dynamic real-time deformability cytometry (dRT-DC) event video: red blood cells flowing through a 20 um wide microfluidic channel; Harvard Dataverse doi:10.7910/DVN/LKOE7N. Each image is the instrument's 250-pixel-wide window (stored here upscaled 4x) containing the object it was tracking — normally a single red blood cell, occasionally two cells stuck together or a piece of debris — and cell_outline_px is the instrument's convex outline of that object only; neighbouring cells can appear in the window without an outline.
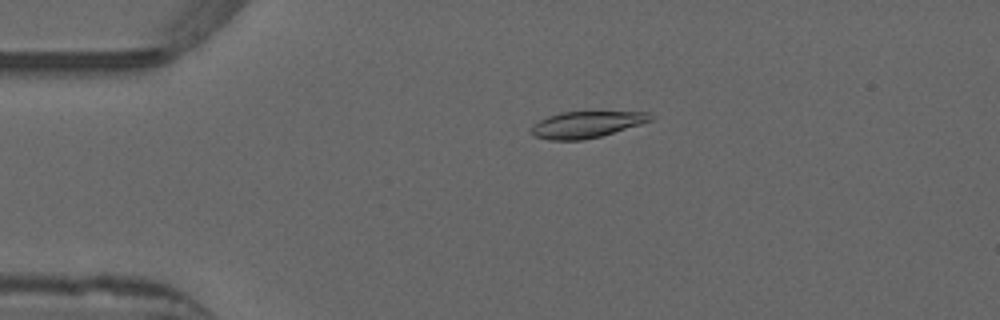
{"species": "common noctule bat (a hibernating species)", "species_latin": "Nyctalus noctula", "temperature_condition": "warm", "stored_images_in_passage": 52, "camera_frame_rate_fps": 3000, "um_per_image_px": 0.085, "animal": {"sex": "male", "forearm_length_mm": 52.5}, "frame": {"image": 1, "passage_image": 11, "time_ms": 3.333, "image_size_px": [1000, 320], "cell_outline_px": [[652, 120], [640, 124], [600, 136], [584, 140], [548, 140], [532, 136], [532, 124], [548, 116], [560, 112], [648, 112], [652, 116]], "centroid_in_image_um": [49.8, 10.59], "position_along_channel_um": 35.2, "area_um2": 18.21}}
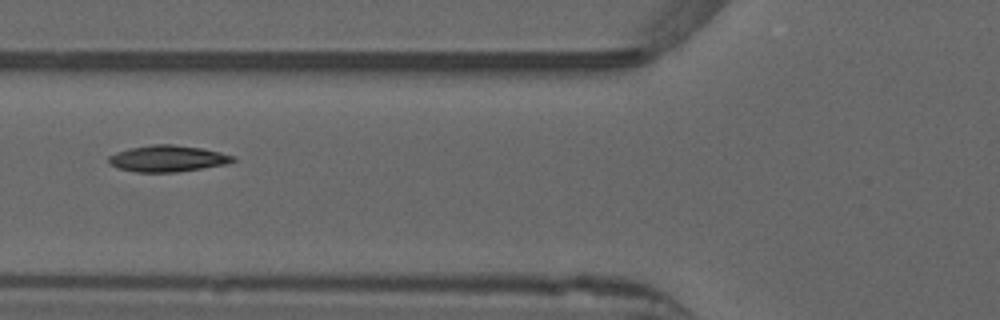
{"frame": {"image": 2, "passage_image": 20, "time_ms": 6.333, "image_size_px": [1000, 320], "cell_outline_px": [[236, 160], [228, 164], [176, 172], [136, 172], [116, 168], [108, 164], [108, 156], [116, 152], [128, 148], [152, 144], [172, 144], [200, 148], [220, 152], [236, 156]], "centroid_in_image_um": [14.22, 13.48], "position_along_channel_um": 111.6, "area_um2": 19.31}}
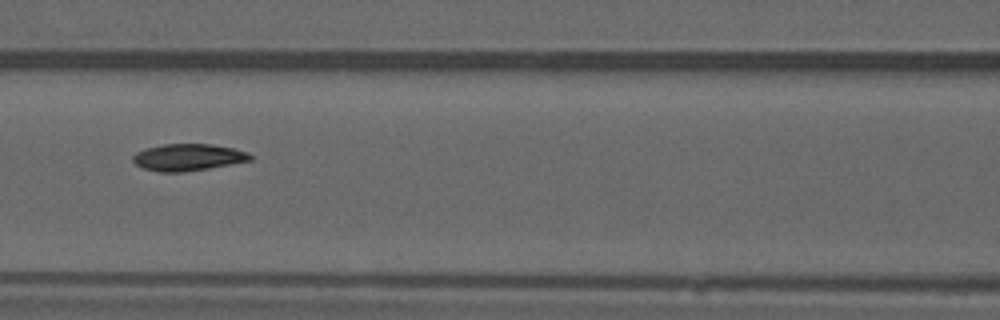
{"frame": {"image": 3, "passage_image": 23, "time_ms": 7.333, "image_size_px": [1000, 320], "cell_outline_px": [[252, 160], [208, 168], [180, 172], [160, 172], [144, 168], [136, 164], [132, 160], [132, 156], [136, 152], [148, 148], [164, 144], [212, 144], [232, 148], [248, 152], [252, 156]], "centroid_in_image_um": [15.98, 13.36], "position_along_channel_um": 150.6, "area_um2": 18.15}, "authors_computed_cell_mechanics": {"area_um2": 18.785, "velocity_mm_per_s": 3.8801, "shape_relaxation_time_tau1_ms": 8.7503, "shape_relaxation_time_tau2_ms": 4.7726, "deformation_change_tau1": 0.2331, "deformation_change_tau2": 0.0852}}